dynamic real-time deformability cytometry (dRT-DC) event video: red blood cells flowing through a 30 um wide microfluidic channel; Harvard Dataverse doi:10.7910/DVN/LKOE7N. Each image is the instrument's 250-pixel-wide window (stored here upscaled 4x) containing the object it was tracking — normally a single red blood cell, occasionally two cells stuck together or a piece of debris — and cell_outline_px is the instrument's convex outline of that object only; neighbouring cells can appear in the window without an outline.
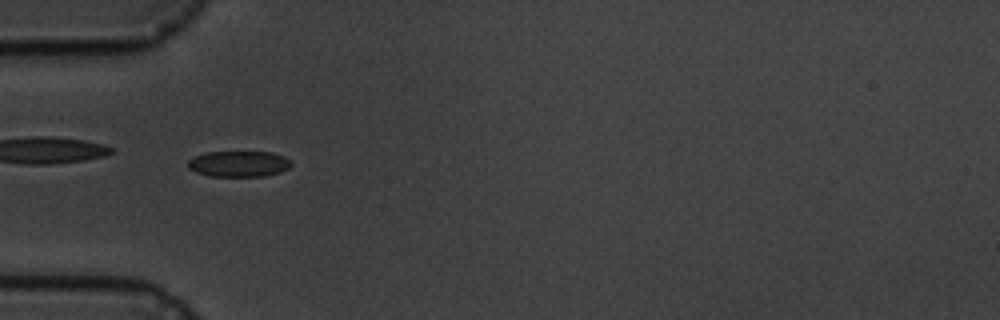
{"species": "common noctule bat (a hibernating species)", "species_latin": "Nyctalus noctula", "temperature_condition": "cold", "stored_images_in_passage": 12, "camera_frame_rate_fps": 3000, "um_per_image_px": 0.085, "animal": {"sex": "male", "body_mass_g": 19.5, "forearm_length_mm": 54.6}, "frame": {"image": 1, "passage_image": 4, "time_ms": 4.0, "image_size_px": [1000, 320], "cell_outline_px": [[292, 164], [288, 168], [280, 172], [264, 176], [212, 176], [196, 172], [188, 168], [188, 160], [192, 156], [204, 152], [272, 152], [284, 156], [292, 160]], "centroid_in_image_um": [20.29, 13.91], "position_along_channel_um": 64.7, "area_um2": 15.72}}
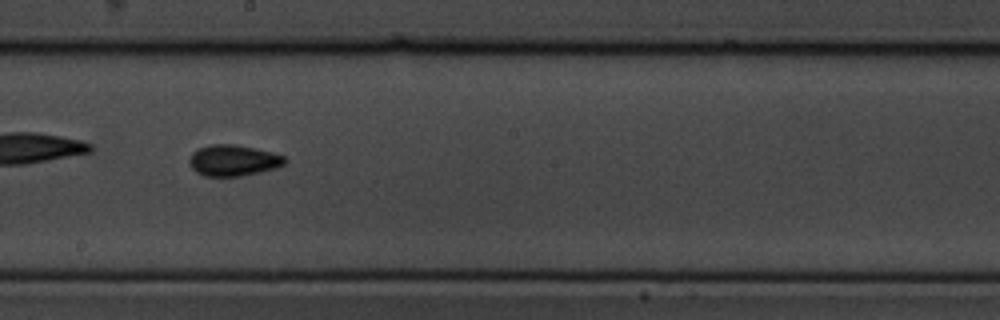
{"frame": {"image": 2, "passage_image": 8, "time_ms": 8.667, "image_size_px": [1000, 320], "cell_outline_px": [[288, 160], [284, 164], [276, 168], [260, 172], [240, 176], [204, 176], [196, 172], [192, 168], [188, 160], [192, 152], [200, 148], [212, 144], [236, 144], [272, 152], [284, 156]], "centroid_in_image_um": [19.83, 13.63], "position_along_channel_um": 228.4, "area_um2": 17.34}}
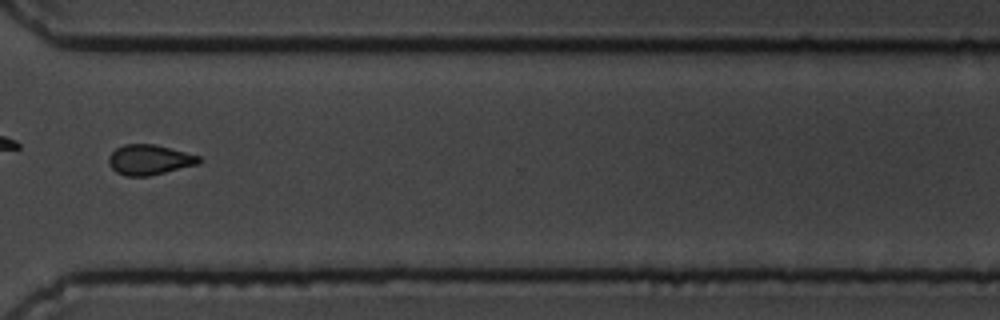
{"frame": {"image": 3, "passage_image": 11, "time_ms": 12.333, "image_size_px": [1000, 320], "cell_outline_px": [[200, 164], [148, 176], [128, 176], [116, 172], [108, 164], [108, 156], [116, 148], [124, 144], [156, 144], [200, 156]], "centroid_in_image_um": [12.69, 13.57], "position_along_channel_um": 357.9, "area_um2": 15.9}, "authors_computed_cell_mechanics": {"area_um2": 16.473, "velocity_mm_per_s": 3.5399, "shape_relaxation_time_tau1_ms": 2.3332, "shape_relaxation_time_tau2_ms": null, "deformation_change_tau1": 0.0503, "deformation_change_tau2": null}}